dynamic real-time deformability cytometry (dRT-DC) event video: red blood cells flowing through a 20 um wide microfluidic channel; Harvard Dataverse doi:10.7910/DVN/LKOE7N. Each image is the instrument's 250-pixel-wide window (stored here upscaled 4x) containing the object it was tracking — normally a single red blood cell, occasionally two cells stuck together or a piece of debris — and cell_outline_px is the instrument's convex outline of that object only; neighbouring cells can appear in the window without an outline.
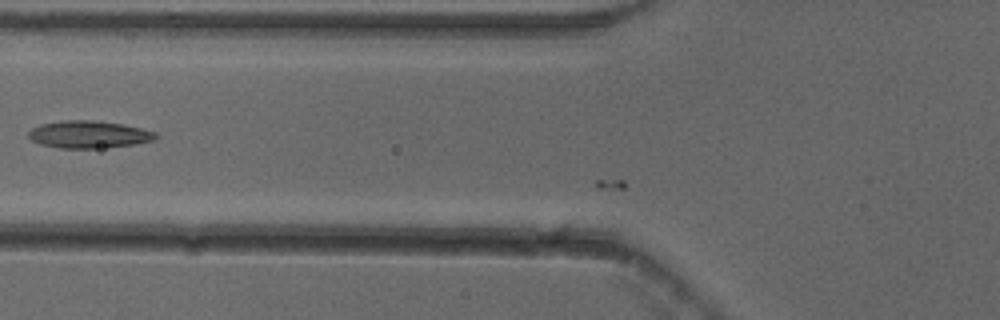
{"species": "common noctule bat (a hibernating species)", "species_latin": "Nyctalus noctula", "temperature_condition": "cold", "stored_images_in_passage": 7, "camera_frame_rate_fps": 3000, "um_per_image_px": 0.085, "animal": {"sex": "female"}, "frame": {"image": 1, "passage_image": 6, "time_ms": 1.667, "image_size_px": [1000, 320], "cell_outline_px": [[160, 136], [156, 140], [136, 144], [100, 148], [60, 148], [40, 144], [32, 140], [28, 136], [28, 132], [32, 128], [40, 124], [64, 120], [92, 120], [120, 124], [140, 128], [156, 132]], "centroid_in_image_um": [7.57, 11.43], "position_along_channel_um": 118.2, "area_um2": 20.29}}